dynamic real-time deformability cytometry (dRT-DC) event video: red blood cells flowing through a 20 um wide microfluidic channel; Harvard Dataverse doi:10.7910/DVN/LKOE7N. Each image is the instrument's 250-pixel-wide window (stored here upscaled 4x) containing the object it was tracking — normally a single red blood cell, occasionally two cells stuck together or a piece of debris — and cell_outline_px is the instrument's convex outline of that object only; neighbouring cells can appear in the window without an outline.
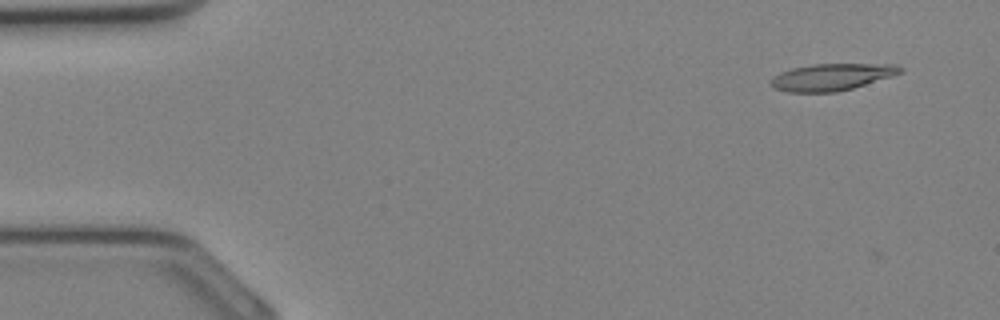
{"species": "Egyptian fruit bat (a non-hibernating species)", "species_latin": "Rousettus aegyptiacus", "temperature_condition": "cold", "stored_images_in_passage": 9, "camera_frame_rate_fps": 3000, "um_per_image_px": 0.085, "animal": {"sex": "female"}, "frame": {"image": 1, "passage_image": 3, "time_ms": 0.667, "image_size_px": [1000, 320], "cell_outline_px": [[904, 68], [900, 72], [892, 76], [852, 88], [836, 92], [788, 92], [776, 88], [772, 84], [772, 80], [780, 72], [792, 68], [812, 64], [896, 64]], "centroid_in_image_um": [70.73, 6.54], "position_along_channel_um": 14.3, "area_um2": 19.94}}